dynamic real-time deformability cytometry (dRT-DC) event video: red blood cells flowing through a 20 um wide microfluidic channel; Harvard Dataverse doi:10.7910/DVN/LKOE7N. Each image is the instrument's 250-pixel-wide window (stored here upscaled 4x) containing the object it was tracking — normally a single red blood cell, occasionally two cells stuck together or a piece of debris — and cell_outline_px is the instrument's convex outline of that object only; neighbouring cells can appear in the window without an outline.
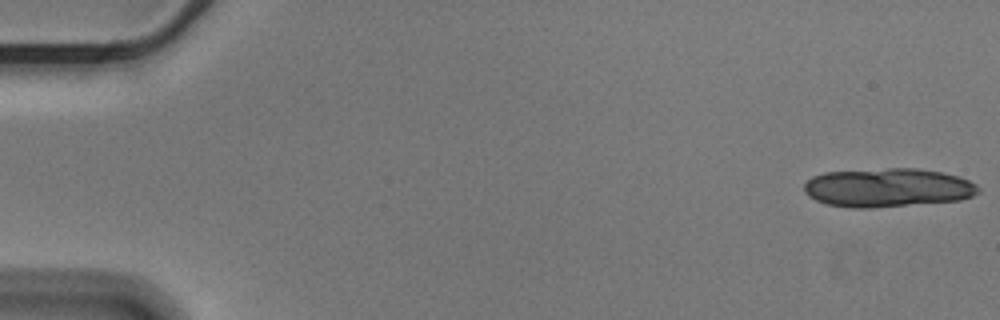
{"species": "Egyptian fruit bat (a non-hibernating species)", "species_latin": "Rousettus aegyptiacus", "temperature_condition": "cold", "stored_images_in_passage": 16, "camera_frame_rate_fps": 3000, "um_per_image_px": 0.085, "animal": {"sex": "male"}, "frame": {"image": 1, "passage_image": 1, "time_ms": 0.0, "image_size_px": [1000, 320], "cell_outline_px": [[980, 192], [972, 196], [960, 200], [872, 208], [852, 208], [828, 204], [816, 200], [808, 196], [804, 192], [804, 184], [812, 176], [824, 172], [888, 168], [916, 168], [940, 172], [960, 176], [976, 184], [980, 188]], "centroid_in_image_um": [75.46, 15.95], "position_along_channel_um": 9.5, "area_um2": 39.54}}